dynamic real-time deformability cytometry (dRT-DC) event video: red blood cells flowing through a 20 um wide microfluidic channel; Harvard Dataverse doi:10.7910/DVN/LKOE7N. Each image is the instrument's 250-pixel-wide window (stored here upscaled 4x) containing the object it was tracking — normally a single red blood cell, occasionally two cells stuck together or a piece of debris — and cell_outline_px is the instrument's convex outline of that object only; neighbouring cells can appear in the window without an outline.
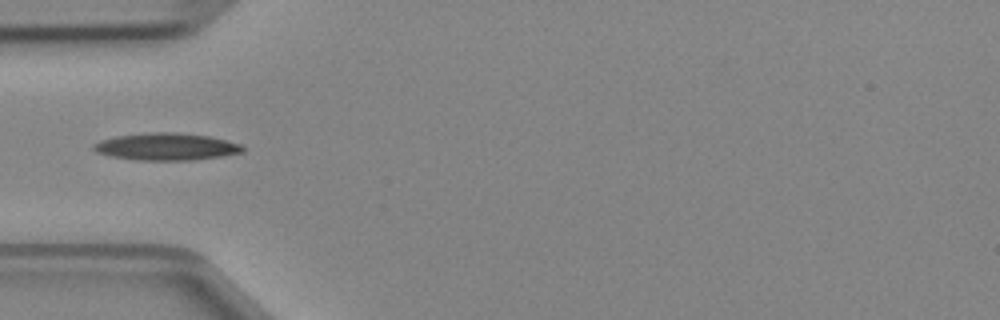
{"species": "Egyptian fruit bat (a non-hibernating species)", "species_latin": "Rousettus aegyptiacus", "temperature_condition": "cold", "stored_images_in_passage": 46, "camera_frame_rate_fps": 3000, "um_per_image_px": 0.085, "animal": {"sex": "female"}, "frame": {"image": 1, "passage_image": 14, "time_ms": 4.333, "image_size_px": [1000, 320], "cell_outline_px": [[244, 152], [224, 156], [192, 160], [140, 160], [108, 156], [96, 152], [92, 148], [92, 144], [100, 140], [116, 136], [152, 132], [176, 132], [208, 136], [240, 144], [244, 148]], "centroid_in_image_um": [14.11, 12.47], "position_along_channel_um": 70.9, "area_um2": 23.64}}